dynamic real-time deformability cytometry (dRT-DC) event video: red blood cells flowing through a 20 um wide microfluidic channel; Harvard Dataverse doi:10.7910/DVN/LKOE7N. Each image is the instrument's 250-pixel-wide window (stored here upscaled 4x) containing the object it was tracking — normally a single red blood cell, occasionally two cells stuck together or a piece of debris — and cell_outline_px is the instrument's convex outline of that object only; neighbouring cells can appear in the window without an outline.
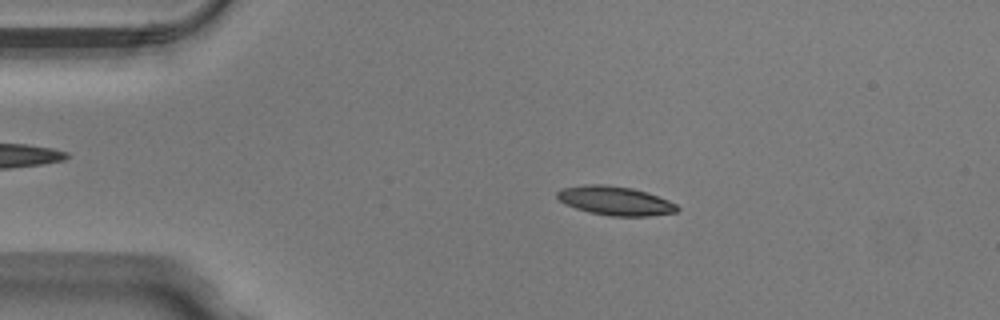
{"species": "Egyptian fruit bat (a non-hibernating species)", "species_latin": "Rousettus aegyptiacus", "temperature_condition": "warm", "stored_images_in_passage": 44, "camera_frame_rate_fps": 3000, "um_per_image_px": 0.085, "animal": {"sex": "male"}, "frame": {"image": 1, "passage_image": 4, "time_ms": 1.0, "image_size_px": [1000, 320], "cell_outline_px": [[680, 208], [676, 212], [648, 216], [612, 216], [588, 212], [564, 204], [556, 196], [556, 192], [560, 188], [584, 184], [604, 184], [632, 188], [648, 192], [668, 200], [676, 204]], "centroid_in_image_um": [52.27, 17.05], "position_along_channel_um": 32.7, "area_um2": 20.4}}
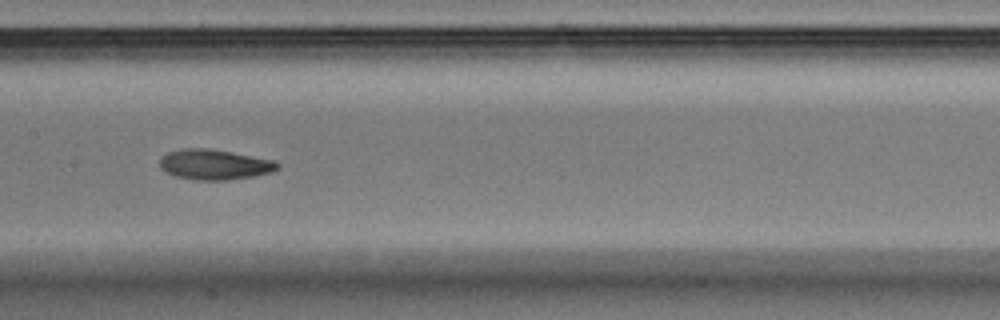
{"frame": {"image": 2, "passage_image": 19, "time_ms": 6.0, "image_size_px": [1000, 320], "cell_outline_px": [[280, 168], [272, 172], [252, 176], [228, 180], [196, 180], [176, 176], [164, 172], [160, 168], [160, 156], [168, 152], [180, 148], [212, 148], [272, 160], [280, 164]], "centroid_in_image_um": [18.19, 13.98], "position_along_channel_um": 189.2, "area_um2": 20.92}}
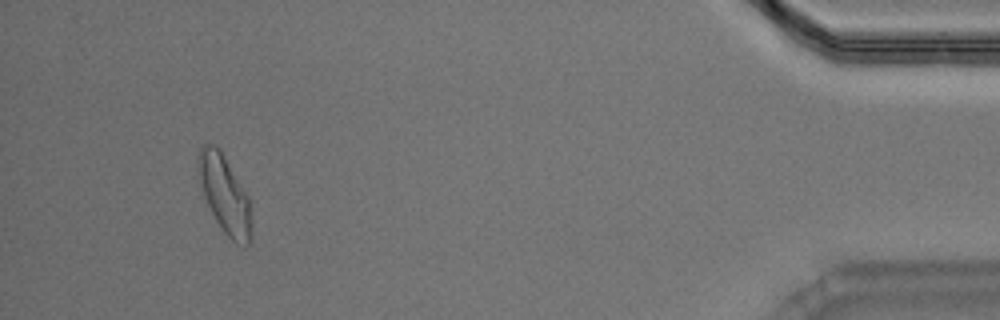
{"frame": {"image": 3, "passage_image": 41, "time_ms": 13.333, "image_size_px": [1000, 320], "cell_outline_px": [[252, 232], [248, 244], [244, 248], [236, 244], [224, 232], [216, 220], [204, 196], [196, 164], [196, 160], [200, 148], [208, 140], [220, 148], [248, 196], [252, 224]], "centroid_in_image_um": [19.09, 16.49], "position_along_channel_um": 416.1, "area_um2": 24.22}, "authors_computed_cell_mechanics": {"area_um2": 20.6346, "velocity_mm_per_s": 4.0212, "shape_relaxation_time_tau1_ms": 2.9319, "shape_relaxation_time_tau2_ms": 1.6877, "deformation_change_tau1": 0.1514, "deformation_change_tau2": 0.0776}}